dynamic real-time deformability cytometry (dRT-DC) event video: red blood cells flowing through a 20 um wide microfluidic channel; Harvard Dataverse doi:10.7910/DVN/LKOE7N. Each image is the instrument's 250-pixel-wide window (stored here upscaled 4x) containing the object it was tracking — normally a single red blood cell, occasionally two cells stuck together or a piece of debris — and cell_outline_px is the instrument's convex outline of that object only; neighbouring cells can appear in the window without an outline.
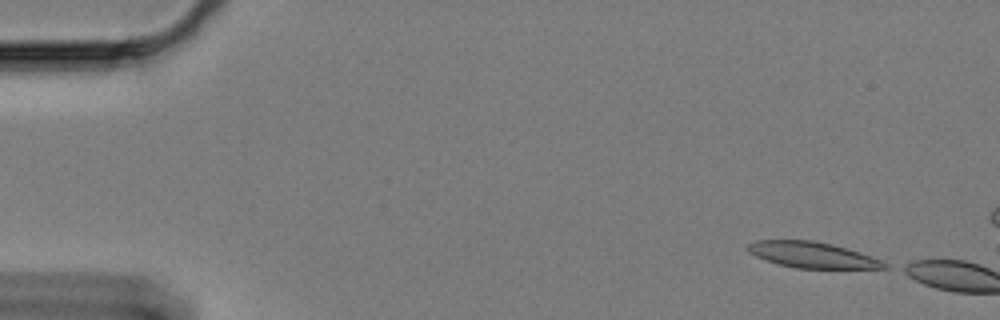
{"species": "Egyptian fruit bat (a non-hibernating species)", "species_latin": "Rousettus aegyptiacus", "temperature_condition": "cold", "stored_images_in_passage": 4, "camera_frame_rate_fps": 3000, "um_per_image_px": 0.085, "animal": {"sex": "female"}, "frame": {"image": 1, "passage_image": 1, "time_ms": 0.0, "image_size_px": [1000, 320], "cell_outline_px": [[888, 268], [796, 268], [780, 264], [756, 256], [748, 252], [744, 248], [748, 244], [756, 240], [812, 240], [832, 244], [880, 260], [888, 264]], "centroid_in_image_um": [68.97, 21.66], "position_along_channel_um": 16.0, "area_um2": 20.17}}